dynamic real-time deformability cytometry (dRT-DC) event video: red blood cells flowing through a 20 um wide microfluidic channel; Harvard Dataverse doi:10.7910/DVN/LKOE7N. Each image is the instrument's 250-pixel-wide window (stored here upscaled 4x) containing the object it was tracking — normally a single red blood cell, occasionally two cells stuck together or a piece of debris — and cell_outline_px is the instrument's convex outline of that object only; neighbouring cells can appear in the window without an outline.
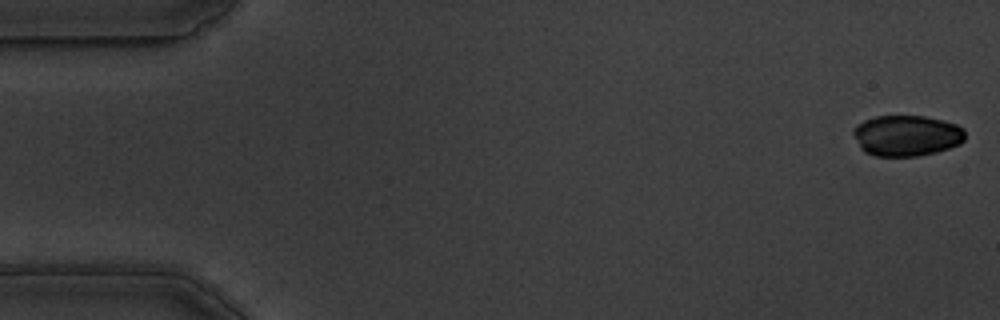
{"species": "common noctule bat (a hibernating species)", "species_latin": "Nyctalus noctula", "temperature_condition": "warm", "stored_images_in_passage": 17, "camera_frame_rate_fps": 3000, "um_per_image_px": 0.085, "animal": {"sex": "male", "body_mass_g": 19.5, "forearm_length_mm": 54.6}, "frame": {"image": 1, "passage_image": 1, "time_ms": 0.0, "image_size_px": [1000, 320], "cell_outline_px": [[964, 140], [960, 144], [936, 152], [916, 156], [876, 156], [864, 152], [860, 148], [852, 132], [856, 124], [864, 120], [876, 116], [924, 116], [956, 124], [964, 128]], "centroid_in_image_um": [77.04, 11.53], "position_along_channel_um": 8.0, "area_um2": 26.65}}
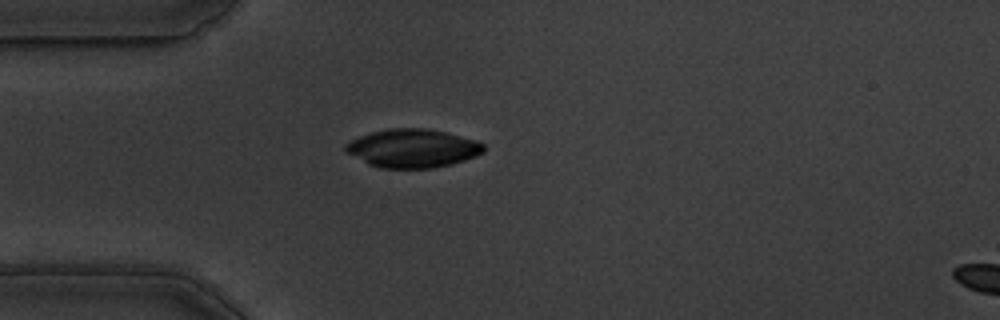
{"frame": {"image": 2, "passage_image": 15, "time_ms": 4.667, "image_size_px": [1000, 320], "cell_outline_px": [[484, 152], [476, 156], [452, 164], [432, 168], [380, 168], [368, 164], [348, 152], [344, 148], [344, 144], [360, 136], [372, 132], [388, 128], [424, 128], [444, 132], [476, 140], [484, 144]], "centroid_in_image_um": [35.09, 12.61], "position_along_channel_um": 49.9, "area_um2": 30.75}}